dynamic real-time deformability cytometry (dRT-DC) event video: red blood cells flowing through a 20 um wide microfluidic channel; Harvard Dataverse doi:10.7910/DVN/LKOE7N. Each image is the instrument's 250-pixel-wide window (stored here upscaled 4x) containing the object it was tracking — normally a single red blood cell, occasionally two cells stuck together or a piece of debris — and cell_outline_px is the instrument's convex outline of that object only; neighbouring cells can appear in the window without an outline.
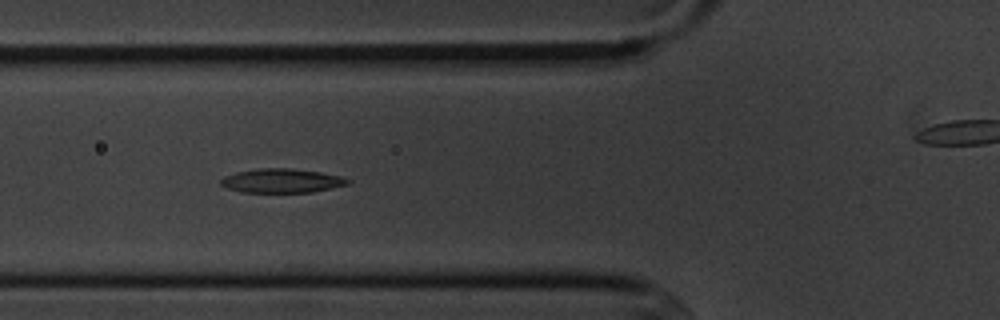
{"species": "common noctule bat (a hibernating species)", "species_latin": "Nyctalus noctula", "temperature_condition": "cold", "stored_images_in_passage": 12, "camera_frame_rate_fps": 3000, "um_per_image_px": 0.085, "animal": {"sex": "male", "body_mass_g": 20.1, "forearm_length_mm": 53.5}, "frame": {"image": 1, "passage_image": 6, "time_ms": 6.667, "image_size_px": [1000, 320], "cell_outline_px": [[352, 180], [348, 184], [332, 188], [312, 192], [240, 192], [228, 188], [220, 184], [220, 180], [224, 176], [236, 172], [260, 168], [292, 168], [320, 172], [340, 176]], "centroid_in_image_um": [23.95, 15.36], "position_along_channel_um": 101.9, "area_um2": 17.8}}
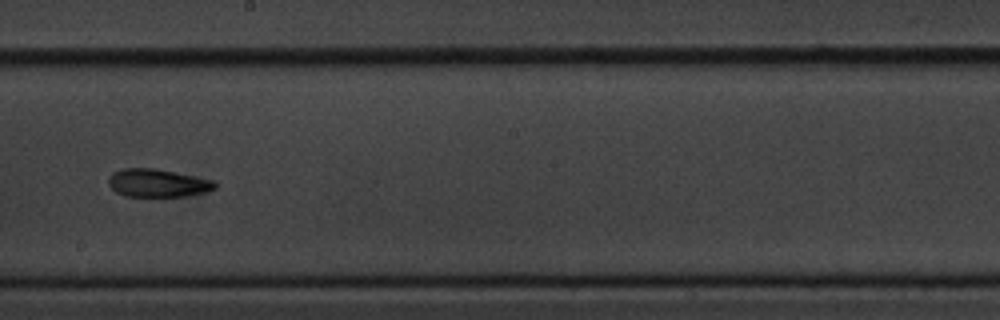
{"frame": {"image": 2, "passage_image": 9, "time_ms": 10.333, "image_size_px": [1000, 320], "cell_outline_px": [[220, 184], [216, 188], [204, 192], [184, 196], [124, 196], [116, 192], [108, 184], [108, 176], [112, 172], [124, 168], [152, 168], [212, 180]], "centroid_in_image_um": [13.36, 15.56], "position_along_channel_um": 234.8, "area_um2": 17.22}}
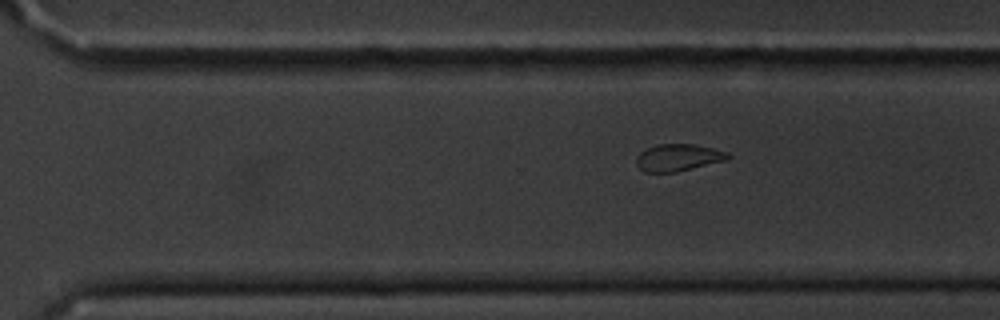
{"frame": {"image": 3, "passage_image": 12, "time_ms": 14.667, "image_size_px": [1000, 320], "cell_outline_px": [[732, 156], [728, 160], [676, 172], [644, 172], [636, 164], [636, 156], [640, 152], [656, 144], [692, 144], [712, 148], [728, 152]], "centroid_in_image_um": [57.66, 13.39], "position_along_channel_um": 312.9, "area_um2": 14.51}}